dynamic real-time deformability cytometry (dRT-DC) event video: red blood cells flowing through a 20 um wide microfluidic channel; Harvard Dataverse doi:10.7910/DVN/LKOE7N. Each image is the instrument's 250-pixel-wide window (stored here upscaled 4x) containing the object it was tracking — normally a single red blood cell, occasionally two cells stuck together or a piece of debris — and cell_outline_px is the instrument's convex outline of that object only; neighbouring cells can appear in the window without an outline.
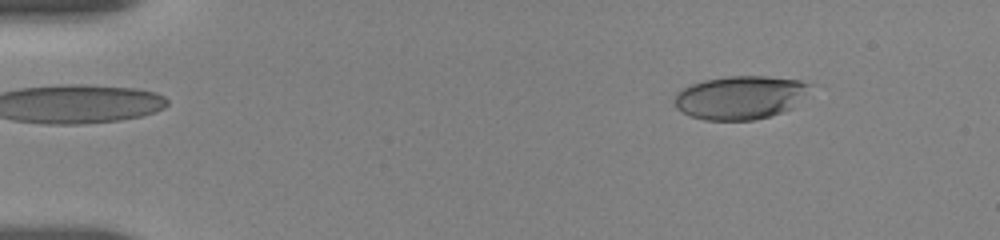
{"species": "human", "species_latin": "Homo sapiens", "temperature_condition": "room temperature", "stored_images_in_passage": 10, "camera_frame_rate_fps": 3000, "um_per_image_px": 0.085, "donor": {"sex": "female"}, "frame": {"image": 1, "passage_image": 3, "time_ms": 1.667, "image_size_px": [1000, 240], "cell_outline_px": [[808, 84], [792, 108], [784, 112], [752, 120], [704, 120], [692, 116], [676, 108], [676, 92], [692, 84], [704, 80], [728, 76], [768, 76], [800, 80]], "centroid_in_image_um": [62.85, 8.29], "position_along_channel_um": 22.1, "area_um2": 33.52}}
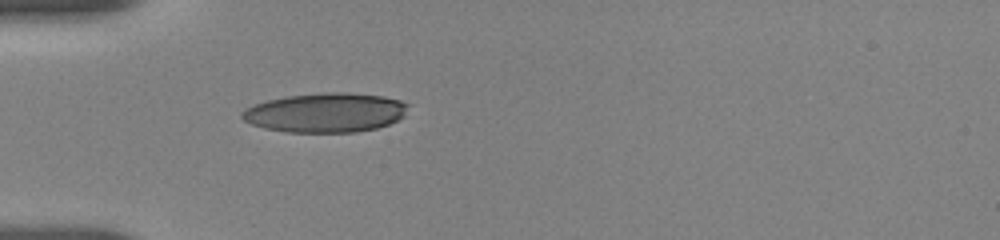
{"frame": {"image": 2, "passage_image": 7, "time_ms": 5.0, "image_size_px": [1000, 240], "cell_outline_px": [[408, 104], [404, 116], [388, 124], [376, 128], [356, 132], [288, 132], [264, 128], [252, 124], [244, 120], [240, 116], [240, 112], [244, 108], [268, 100], [288, 96], [328, 92], [344, 92], [384, 96], [400, 100]], "centroid_in_image_um": [27.66, 9.57], "position_along_channel_um": 57.3, "area_um2": 37.97}}
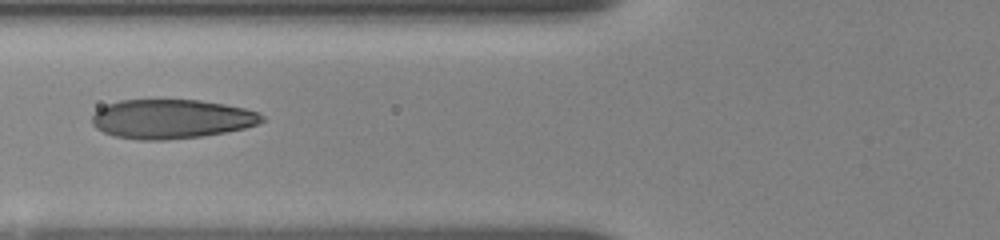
{"frame": {"image": 3, "passage_image": 9, "time_ms": 6.667, "image_size_px": [1000, 240], "cell_outline_px": [[264, 120], [256, 124], [244, 128], [224, 132], [200, 136], [164, 140], [140, 140], [112, 136], [96, 128], [92, 124], [92, 116], [100, 108], [108, 104], [120, 100], [200, 100], [224, 104], [244, 108], [260, 112], [264, 116]], "centroid_in_image_um": [14.56, 10.11], "position_along_channel_um": 111.2, "area_um2": 38.73}}